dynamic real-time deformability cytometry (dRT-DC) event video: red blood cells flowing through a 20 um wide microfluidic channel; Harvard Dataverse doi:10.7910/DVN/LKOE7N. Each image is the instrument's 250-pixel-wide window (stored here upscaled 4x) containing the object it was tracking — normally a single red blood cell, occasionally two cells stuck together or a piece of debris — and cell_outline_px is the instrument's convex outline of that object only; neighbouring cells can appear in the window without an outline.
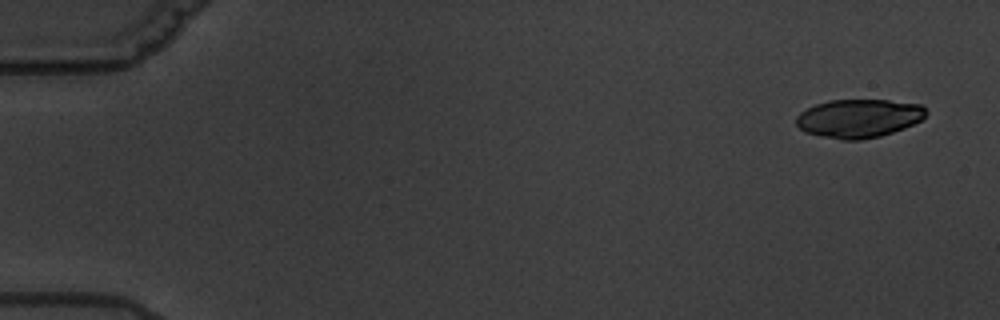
{"species": "common noctule bat (a hibernating species)", "species_latin": "Nyctalus noctula", "temperature_condition": "warm", "stored_images_in_passage": 5, "camera_frame_rate_fps": 3000, "um_per_image_px": 0.085, "animal": {"sex": "male", "body_mass_g": 19.5, "forearm_length_mm": 54.6}, "frame": {"image": 1, "passage_image": 1, "time_ms": 0.0, "image_size_px": [1000, 320], "cell_outline_px": [[928, 112], [920, 120], [904, 128], [880, 136], [860, 140], [840, 140], [820, 136], [804, 132], [796, 124], [796, 116], [800, 112], [816, 104], [828, 100], [888, 100], [920, 104]], "centroid_in_image_um": [72.96, 10.06], "position_along_channel_um": 12.0, "area_um2": 29.13}}